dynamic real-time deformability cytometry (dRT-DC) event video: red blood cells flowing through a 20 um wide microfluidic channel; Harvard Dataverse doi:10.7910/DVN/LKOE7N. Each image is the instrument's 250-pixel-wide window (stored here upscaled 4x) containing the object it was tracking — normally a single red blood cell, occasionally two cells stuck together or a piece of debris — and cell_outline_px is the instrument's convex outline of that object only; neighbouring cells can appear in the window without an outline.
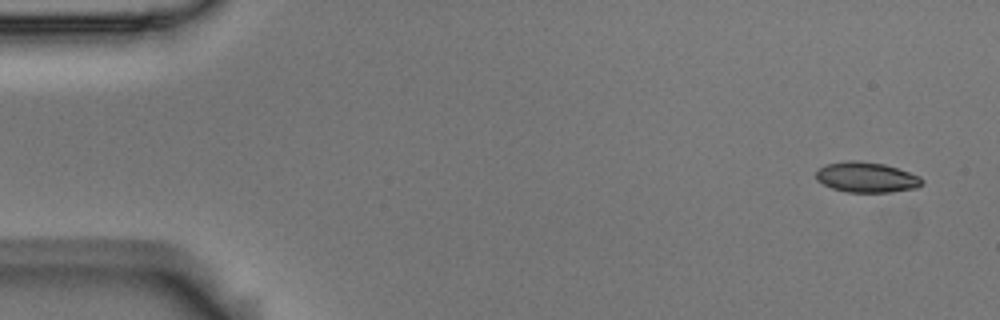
{"species": "Egyptian fruit bat (a non-hibernating species)", "species_latin": "Rousettus aegyptiacus", "temperature_condition": "room temperature", "stored_images_in_passage": 7, "camera_frame_rate_fps": 3000, "um_per_image_px": 0.085, "animal": {"sex": "male"}, "frame": {"image": 1, "passage_image": 1, "time_ms": 0.0, "image_size_px": [1000, 320], "cell_outline_px": [[924, 184], [916, 188], [892, 192], [848, 192], [832, 188], [816, 180], [816, 172], [820, 168], [828, 164], [852, 160], [856, 160], [884, 164], [920, 176], [924, 180]], "centroid_in_image_um": [73.69, 15.08], "position_along_channel_um": 11.3, "area_um2": 18.61}}
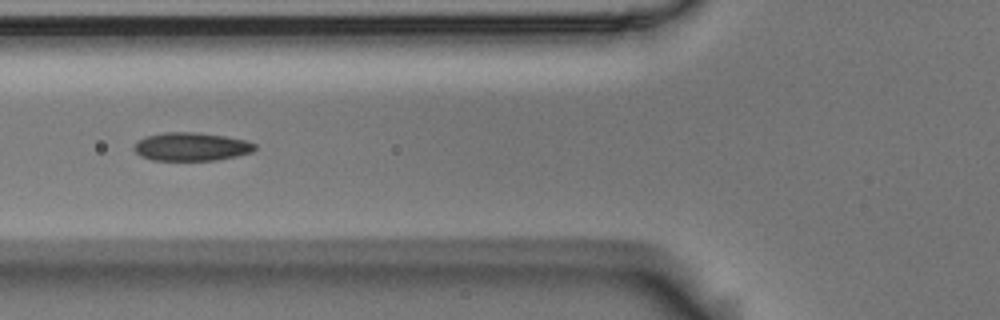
{"frame": {"image": 2, "passage_image": 6, "time_ms": 1.667, "image_size_px": [1000, 320], "cell_outline_px": [[256, 148], [252, 152], [236, 156], [216, 160], [152, 160], [140, 156], [132, 148], [144, 136], [164, 132], [200, 132], [248, 140], [256, 144]], "centroid_in_image_um": [16.27, 12.46], "position_along_channel_um": 109.5, "area_um2": 20.06}}
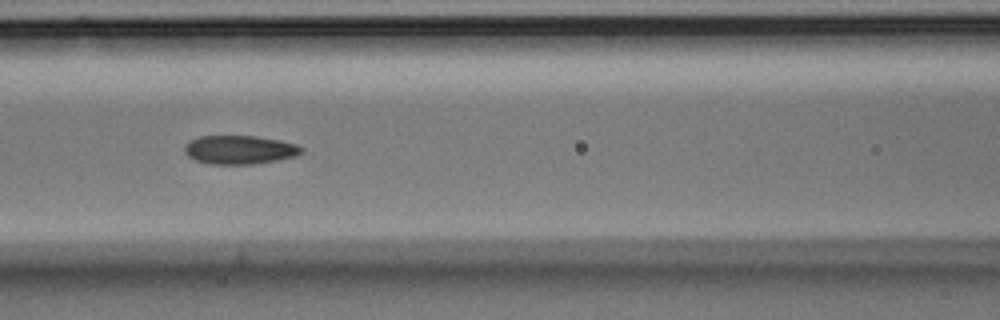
{"frame": {"image": 3, "passage_image": 7, "time_ms": 2.0, "image_size_px": [1000, 320], "cell_outline_px": [[304, 152], [296, 156], [276, 160], [252, 164], [212, 164], [196, 160], [188, 156], [184, 152], [184, 144], [188, 140], [200, 136], [256, 136], [280, 140], [296, 144], [304, 148]], "centroid_in_image_um": [20.36, 12.72], "position_along_channel_um": 146.2, "area_um2": 19.65}}